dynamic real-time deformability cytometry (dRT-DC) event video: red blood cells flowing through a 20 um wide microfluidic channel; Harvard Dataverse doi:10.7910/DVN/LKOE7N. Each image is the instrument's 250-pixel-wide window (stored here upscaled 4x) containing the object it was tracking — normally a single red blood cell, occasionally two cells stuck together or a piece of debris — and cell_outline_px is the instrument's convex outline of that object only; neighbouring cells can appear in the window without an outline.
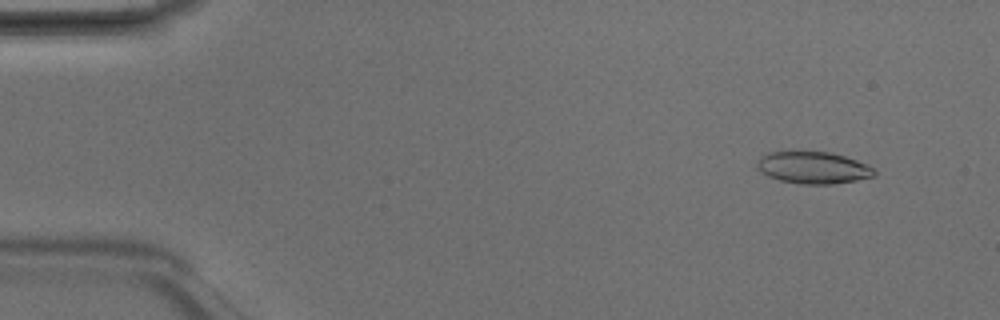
{"species": "Egyptian fruit bat (a non-hibernating species)", "species_latin": "Rousettus aegyptiacus", "temperature_condition": "room temperature", "stored_images_in_passage": 5, "camera_frame_rate_fps": 3000, "um_per_image_px": 0.085, "animal": {"sex": "male"}, "frame": {"image": 1, "passage_image": 1, "time_ms": 0.0, "image_size_px": [1000, 320], "cell_outline_px": [[876, 172], [872, 176], [856, 180], [832, 184], [800, 184], [780, 180], [768, 176], [760, 172], [756, 168], [756, 160], [760, 156], [768, 152], [792, 148], [796, 148], [832, 152], [868, 164]], "centroid_in_image_um": [69.01, 14.19], "position_along_channel_um": 16.0, "area_um2": 22.83}}